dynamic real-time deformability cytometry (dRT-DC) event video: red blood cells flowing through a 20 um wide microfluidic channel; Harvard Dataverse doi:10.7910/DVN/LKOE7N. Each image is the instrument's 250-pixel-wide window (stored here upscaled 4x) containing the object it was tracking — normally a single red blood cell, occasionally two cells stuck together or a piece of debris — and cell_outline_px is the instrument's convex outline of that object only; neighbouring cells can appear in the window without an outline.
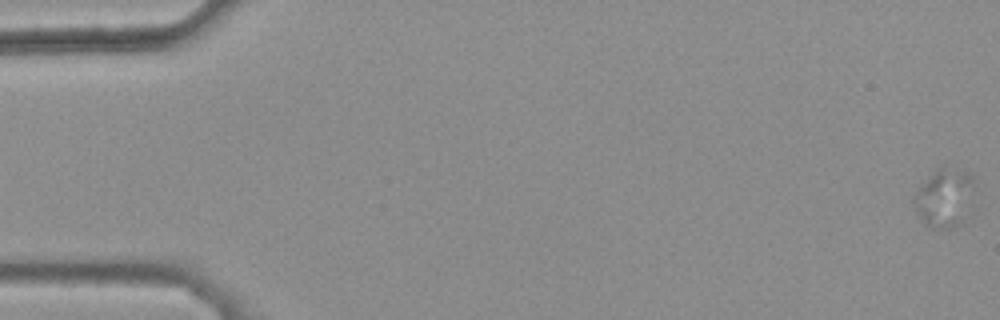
{"species": "common noctule bat (a hibernating species)", "species_latin": "Nyctalus noctula", "temperature_condition": "warm", "stored_images_in_passage": 49, "camera_frame_rate_fps": 3000, "um_per_image_px": 0.085, "animal": {"sex": "female", "body_mass_g": 25.1}, "frame": {"image": 1, "passage_image": 1, "time_ms": 0.0, "image_size_px": [1000, 320], "cell_outline_px": [[976, 176], [960, 224], [948, 228], [928, 228], [924, 224], [912, 200], [912, 196], [932, 172], [936, 168], [944, 168], [968, 172]], "centroid_in_image_um": [80.21, 16.8], "position_along_channel_um": 4.8, "area_um2": 19.83}}
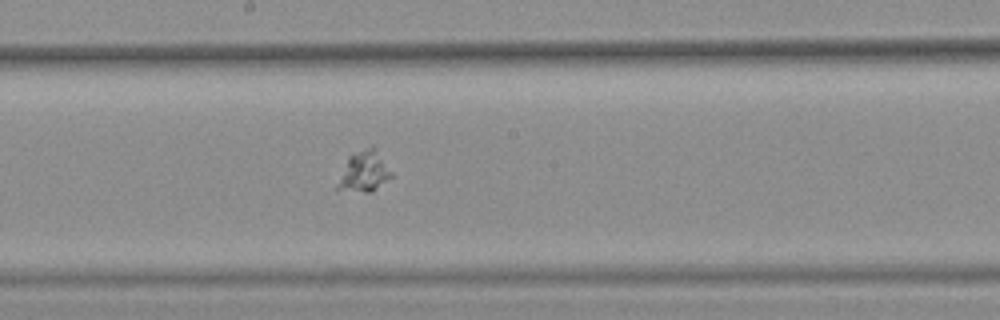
{"frame": {"image": 2, "passage_image": 30, "time_ms": 9.667, "image_size_px": [1000, 320], "cell_outline_px": [[392, 176], [372, 192], [364, 192], [336, 188], [348, 156], [372, 144], [392, 172]], "centroid_in_image_um": [30.97, 14.56], "position_along_channel_um": 217.2, "area_um2": 12.37}}
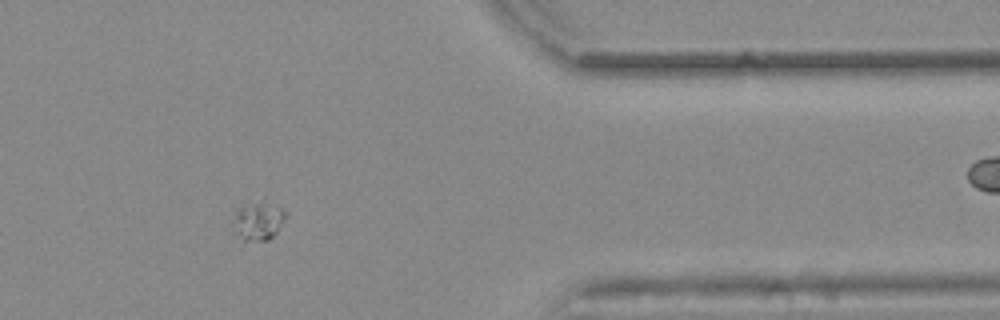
{"frame": {"image": 3, "passage_image": 45, "time_ms": 14.667, "image_size_px": [1000, 320], "cell_outline_px": [[288, 212], [276, 232], [268, 240], [244, 244], [236, 220], [236, 208], [264, 196], [284, 208]], "centroid_in_image_um": [22.05, 18.68], "position_along_channel_um": 389.3, "area_um2": 12.14}}